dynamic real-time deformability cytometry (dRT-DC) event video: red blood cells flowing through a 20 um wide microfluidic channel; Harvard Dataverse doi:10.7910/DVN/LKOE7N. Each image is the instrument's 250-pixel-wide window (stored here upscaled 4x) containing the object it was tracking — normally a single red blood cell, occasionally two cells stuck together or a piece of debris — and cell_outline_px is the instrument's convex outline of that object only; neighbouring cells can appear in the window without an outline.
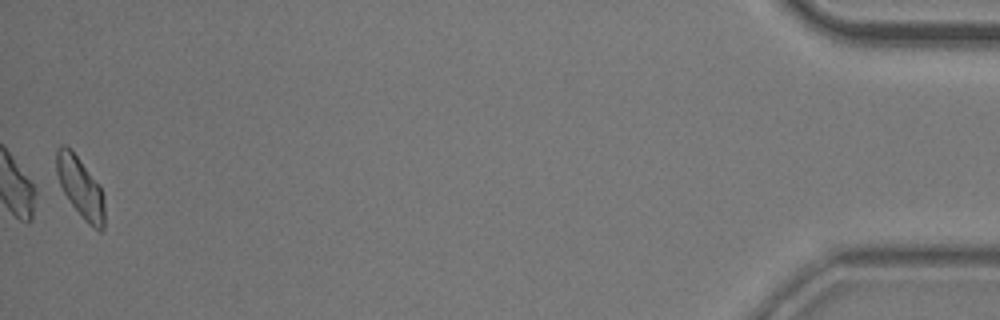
{"species": "common noctule bat (a hibernating species)", "species_latin": "Nyctalus noctula", "temperature_condition": "room temperature", "stored_images_in_passage": 53, "camera_frame_rate_fps": 3000, "um_per_image_px": 0.085, "animal": {"sex": "male", "body_mass_g": 20.5, "forearm_length_mm": 52.5}, "frame": {"image": 1, "passage_image": 53, "time_ms": 17.333, "image_size_px": [1000, 320], "cell_outline_px": [[104, 228], [100, 232], [92, 228], [84, 220], [72, 204], [64, 192], [60, 184], [56, 172], [56, 148], [60, 144], [64, 144], [76, 156], [100, 184], [104, 196]], "centroid_in_image_um": [6.85, 15.95], "position_along_channel_um": 428.3, "area_um2": 16.94}, "authors_computed_cell_mechanics": {"area_um2": 17.3978, "velocity_mm_per_s": 3.5794, "shape_relaxation_time_tau1_ms": 5.1346, "shape_relaxation_time_tau2_ms": 4.4789, "deformation_change_tau1": 0.1188, "deformation_change_tau2": 0.1001}}